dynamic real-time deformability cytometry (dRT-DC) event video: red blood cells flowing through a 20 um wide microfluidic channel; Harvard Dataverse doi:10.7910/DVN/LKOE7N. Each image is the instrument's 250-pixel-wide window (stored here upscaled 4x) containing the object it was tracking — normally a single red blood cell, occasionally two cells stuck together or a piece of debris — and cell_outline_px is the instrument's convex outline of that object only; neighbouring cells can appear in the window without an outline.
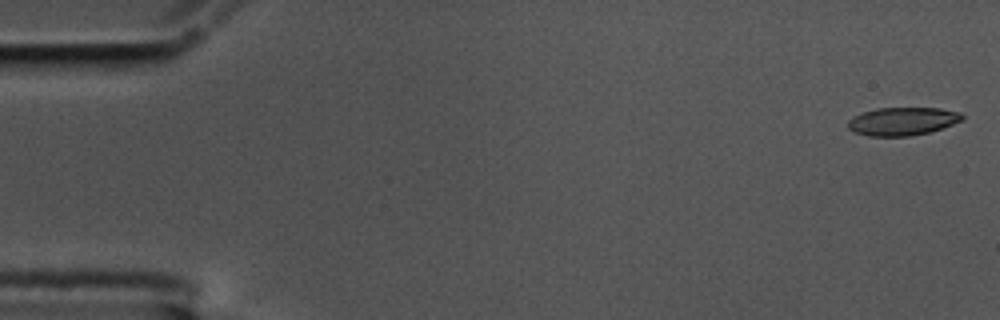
{"species": "common noctule bat (a hibernating species)", "species_latin": "Nyctalus noctula", "temperature_condition": "cold", "stored_images_in_passage": 54, "camera_frame_rate_fps": 3000, "um_per_image_px": 0.085, "animal": {"sex": "male", "body_mass_g": 17.5, "forearm_length_mm": 52.3}, "frame": {"image": 1, "passage_image": 1, "time_ms": 0.0, "image_size_px": [1000, 320], "cell_outline_px": [[964, 120], [928, 132], [908, 136], [868, 136], [856, 132], [848, 128], [848, 120], [852, 116], [876, 108], [940, 108], [960, 112], [964, 116]], "centroid_in_image_um": [76.71, 10.3], "position_along_channel_um": 8.3, "area_um2": 18.61}}
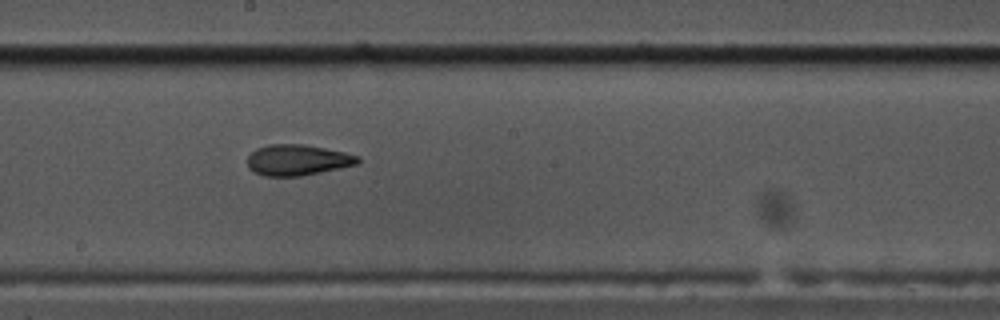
{"frame": {"image": 2, "passage_image": 31, "time_ms": 10.0, "image_size_px": [1000, 320], "cell_outline_px": [[360, 160], [356, 164], [340, 168], [300, 176], [264, 176], [252, 172], [248, 168], [248, 156], [256, 148], [268, 144], [304, 144], [344, 152], [360, 156]], "centroid_in_image_um": [25.26, 13.6], "position_along_channel_um": 222.9, "area_um2": 19.88}}
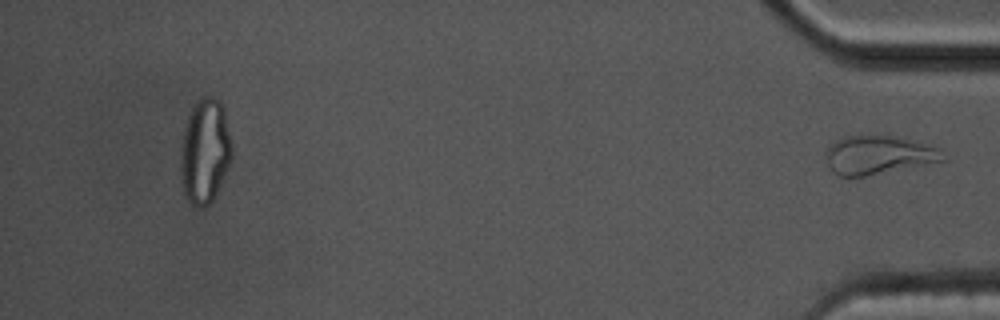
{"frame": {"image": 3, "passage_image": 54, "time_ms": 17.667, "image_size_px": [1000, 320], "cell_outline_px": [[948, 160], [864, 176], [840, 176], [832, 172], [828, 164], [824, 152], [832, 140], [844, 136], [896, 136], [940, 148]], "centroid_in_image_um": [74.64, 13.17], "position_along_channel_um": 360.6, "area_um2": 26.41}}